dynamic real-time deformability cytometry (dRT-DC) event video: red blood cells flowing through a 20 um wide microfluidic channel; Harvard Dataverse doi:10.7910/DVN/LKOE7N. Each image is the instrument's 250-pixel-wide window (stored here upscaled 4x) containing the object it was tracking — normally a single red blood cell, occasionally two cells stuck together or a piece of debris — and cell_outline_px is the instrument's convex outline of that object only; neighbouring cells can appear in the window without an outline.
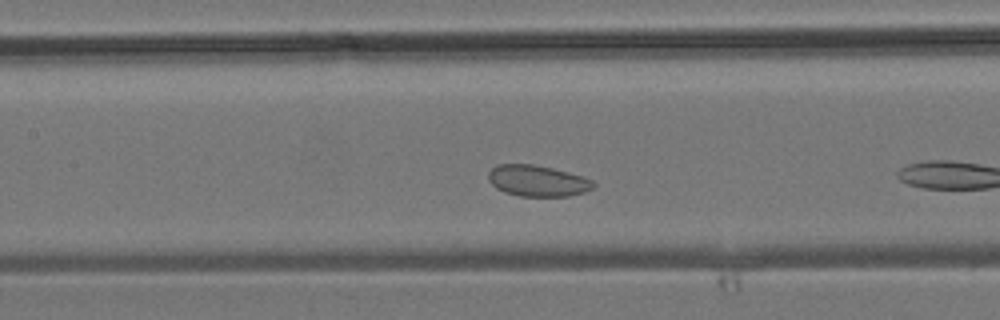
{"species": "common noctule bat (a hibernating species)", "species_latin": "Nyctalus noctula", "temperature_condition": "room temperature", "stored_images_in_passage": 10, "camera_frame_rate_fps": 3000, "um_per_image_px": 0.085, "animal": {"sex": "male", "body_mass_g": 19.2, "forearm_length_mm": 51.8}, "frame": {"image": 1, "passage_image": 9, "time_ms": 2.667, "image_size_px": [1000, 320], "cell_outline_px": [[596, 184], [592, 188], [584, 192], [568, 196], [520, 196], [504, 192], [496, 188], [488, 180], [488, 172], [496, 164], [532, 164], [552, 168], [584, 176], [592, 180]], "centroid_in_image_um": [45.67, 15.36], "position_along_channel_um": 161.7, "area_um2": 19.13}}